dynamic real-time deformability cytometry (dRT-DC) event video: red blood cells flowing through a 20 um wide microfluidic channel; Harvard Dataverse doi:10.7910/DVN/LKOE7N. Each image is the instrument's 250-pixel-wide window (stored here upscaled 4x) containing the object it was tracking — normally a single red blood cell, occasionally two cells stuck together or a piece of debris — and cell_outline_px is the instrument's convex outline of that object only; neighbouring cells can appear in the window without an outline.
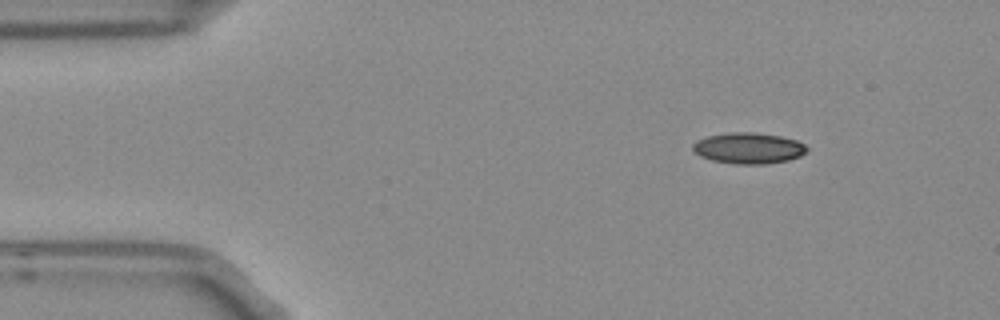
{"species": "Egyptian fruit bat (a non-hibernating species)", "species_latin": "Rousettus aegyptiacus", "temperature_condition": "room temperature", "stored_images_in_passage": 3, "camera_frame_rate_fps": 3000, "um_per_image_px": 0.085, "frame": {"image": 1, "passage_image": 1, "time_ms": 0.0, "image_size_px": [1000, 320], "cell_outline_px": [[808, 152], [800, 156], [788, 160], [768, 164], [736, 164], [712, 160], [700, 156], [692, 148], [692, 144], [696, 140], [708, 136], [732, 132], [756, 132], [780, 136], [796, 140], [804, 144], [808, 148]], "centroid_in_image_um": [63.65, 12.59], "position_along_channel_um": 21.4, "area_um2": 20.69}}